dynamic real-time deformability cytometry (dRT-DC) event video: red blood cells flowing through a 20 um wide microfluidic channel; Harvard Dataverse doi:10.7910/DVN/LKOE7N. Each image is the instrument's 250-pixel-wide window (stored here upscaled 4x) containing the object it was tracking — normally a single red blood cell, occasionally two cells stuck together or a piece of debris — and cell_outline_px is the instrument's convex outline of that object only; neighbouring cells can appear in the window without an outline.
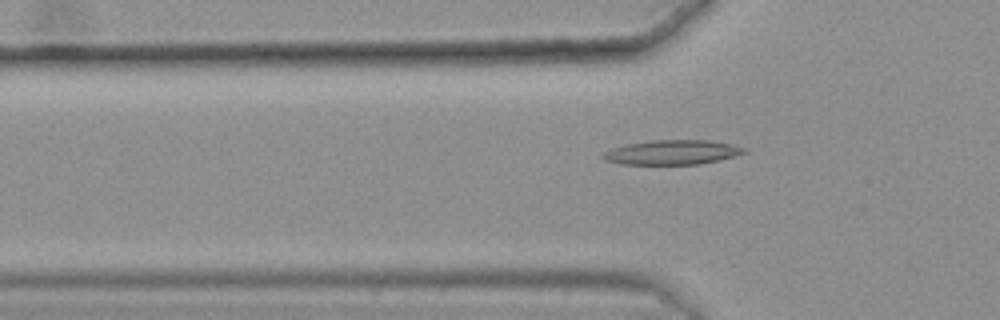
{"species": "common noctule bat (a hibernating species)", "species_latin": "Nyctalus noctula", "temperature_condition": "warm", "stored_images_in_passage": 50, "camera_frame_rate_fps": 3000, "um_per_image_px": 0.085, "animal": {"sex": "female", "body_mass_g": 25.1}, "frame": {"image": 1, "passage_image": 18, "time_ms": 5.667, "image_size_px": [1000, 320], "cell_outline_px": [[748, 152], [736, 156], [720, 160], [700, 164], [620, 164], [604, 160], [600, 156], [604, 152], [612, 148], [628, 144], [652, 140], [712, 140], [744, 148]], "centroid_in_image_um": [57.13, 12.95], "position_along_channel_um": 68.7, "area_um2": 20.17}}
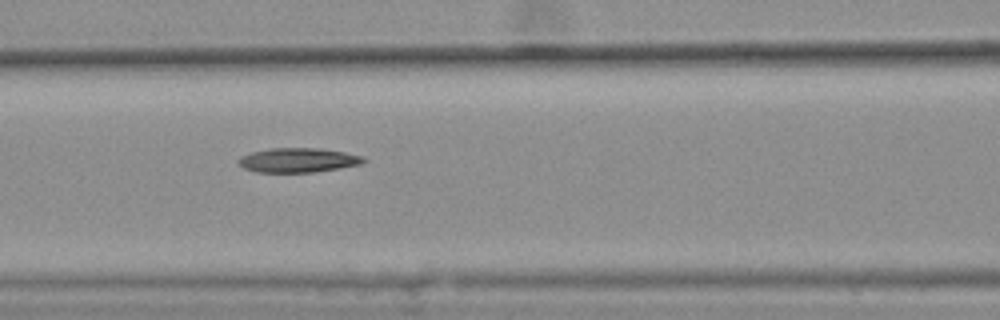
{"frame": {"image": 2, "passage_image": 24, "time_ms": 7.667, "image_size_px": [1000, 320], "cell_outline_px": [[368, 160], [360, 164], [340, 168], [312, 172], [256, 172], [244, 168], [236, 164], [236, 160], [240, 156], [252, 152], [272, 148], [316, 148], [344, 152], [360, 156]], "centroid_in_image_um": [25.27, 13.62], "position_along_channel_um": 141.3, "area_um2": 17.74}}
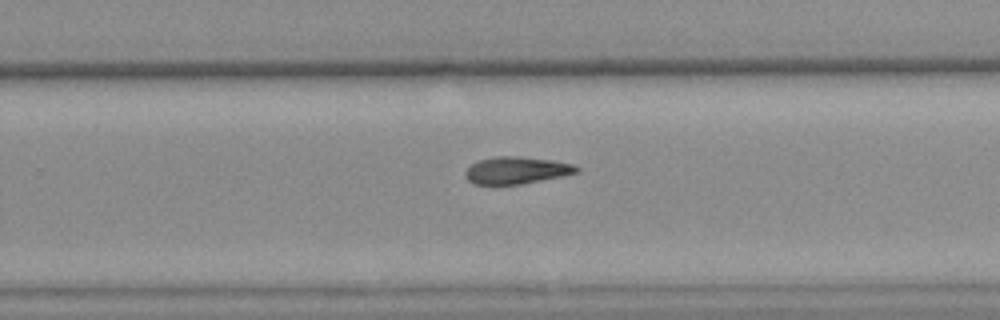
{"frame": {"image": 3, "passage_image": 36, "time_ms": 11.667, "image_size_px": [1000, 320], "cell_outline_px": [[580, 172], [564, 176], [520, 184], [472, 184], [464, 176], [464, 172], [476, 160], [496, 156], [516, 156], [552, 160], [572, 164], [580, 168]], "centroid_in_image_um": [43.89, 14.47], "position_along_channel_um": 285.9, "area_um2": 17.69}}